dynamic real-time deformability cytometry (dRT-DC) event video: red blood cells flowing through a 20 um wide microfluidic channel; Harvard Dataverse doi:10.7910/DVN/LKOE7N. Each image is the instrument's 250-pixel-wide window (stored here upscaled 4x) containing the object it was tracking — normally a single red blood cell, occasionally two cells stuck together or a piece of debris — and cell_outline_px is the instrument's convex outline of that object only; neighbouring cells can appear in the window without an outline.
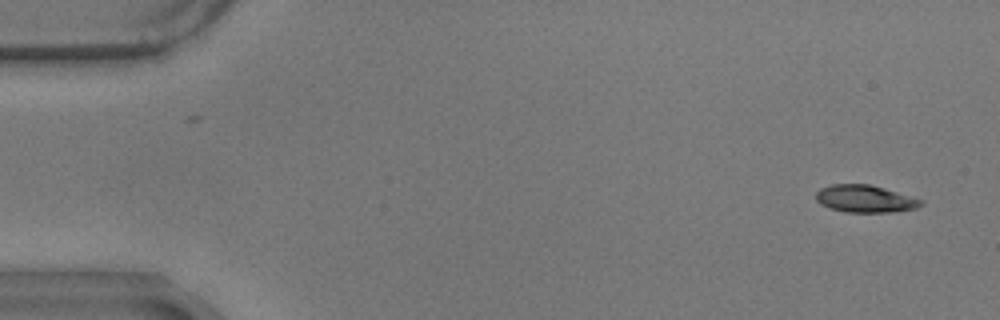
{"species": "common noctule bat (a hibernating species)", "species_latin": "Nyctalus noctula", "temperature_condition": "warm", "stored_images_in_passage": 56, "camera_frame_rate_fps": 3000, "um_per_image_px": 0.085, "animal": {"sex": "male", "body_mass_g": 17.9}, "frame": {"image": 1, "passage_image": 2, "time_ms": 0.333, "image_size_px": [1000, 320], "cell_outline_px": [[924, 204], [916, 208], [892, 212], [844, 212], [828, 208], [820, 204], [816, 200], [816, 192], [820, 188], [832, 184], [868, 184], [924, 200]], "centroid_in_image_um": [73.5, 16.9], "position_along_channel_um": 11.5, "area_um2": 16.7}}
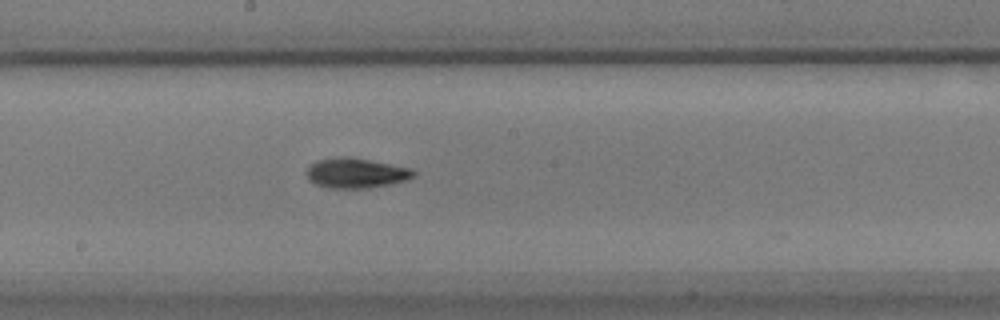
{"frame": {"image": 2, "passage_image": 30, "time_ms": 9.667, "image_size_px": [1000, 320], "cell_outline_px": [[416, 176], [408, 180], [368, 188], [328, 188], [316, 184], [308, 180], [308, 168], [316, 160], [340, 156], [348, 156], [412, 168], [416, 172]], "centroid_in_image_um": [30.29, 14.7], "position_along_channel_um": 217.9, "area_um2": 18.73}}
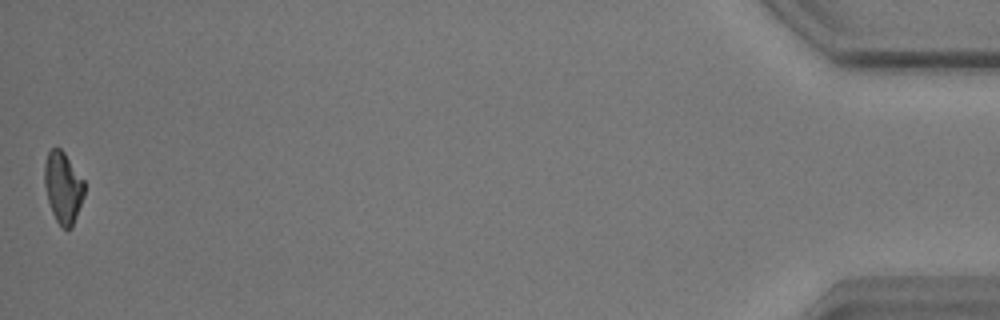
{"frame": {"image": 3, "passage_image": 56, "time_ms": 18.333, "image_size_px": [1000, 320], "cell_outline_px": [[84, 196], [72, 228], [64, 228], [56, 220], [52, 212], [48, 200], [44, 184], [44, 164], [48, 152], [52, 148], [60, 148], [64, 152], [84, 180]], "centroid_in_image_um": [5.36, 15.92], "position_along_channel_um": 429.8, "area_um2": 16.47}, "authors_computed_cell_mechanics": {"area_um2": 17.34, "velocity_mm_per_s": 3.5254, "shape_relaxation_time_tau1_ms": 5.5196, "shape_relaxation_time_tau2_ms": 5.0035, "deformation_change_tau1": 0.1737, "deformation_change_tau2": 0.1073}}